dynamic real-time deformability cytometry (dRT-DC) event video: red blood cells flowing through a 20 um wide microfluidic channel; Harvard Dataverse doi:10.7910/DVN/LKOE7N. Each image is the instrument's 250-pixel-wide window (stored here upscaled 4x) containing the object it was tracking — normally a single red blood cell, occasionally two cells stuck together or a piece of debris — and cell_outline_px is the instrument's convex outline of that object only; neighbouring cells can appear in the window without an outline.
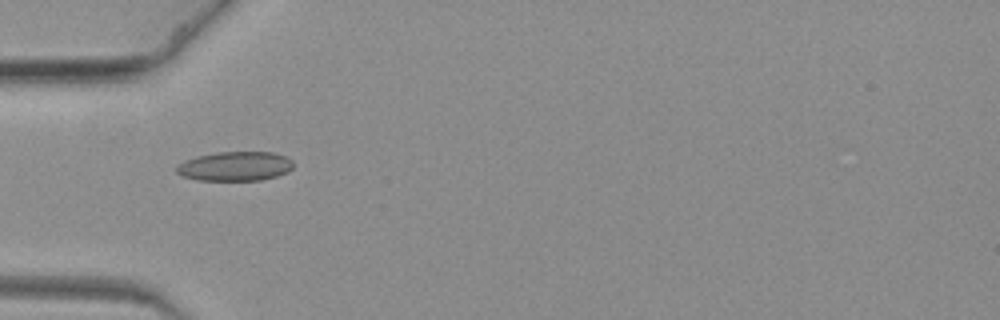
{"species": "common noctule bat (a hibernating species)", "species_latin": "Nyctalus noctula", "temperature_condition": "warm", "stored_images_in_passage": 26, "camera_frame_rate_fps": 3000, "um_per_image_px": 0.085, "animal": {"sex": "female", "body_mass_g": 19.3, "forearm_length_mm": 54.1}, "frame": {"image": 1, "passage_image": 1, "time_ms": 0.0, "image_size_px": [1000, 320], "cell_outline_px": [[292, 168], [288, 172], [276, 176], [260, 180], [196, 180], [184, 176], [176, 172], [176, 168], [184, 160], [196, 156], [216, 152], [272, 152], [288, 156], [292, 160]], "centroid_in_image_um": [20.0, 14.12], "position_along_channel_um": 65.0, "area_um2": 20.0}}
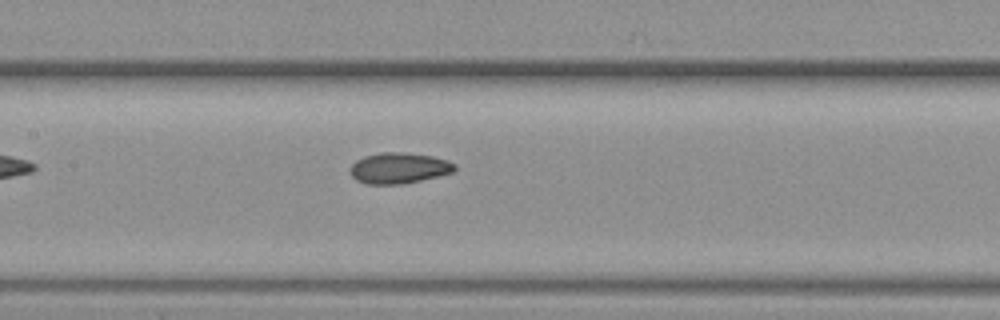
{"frame": {"image": 2, "passage_image": 11, "time_ms": 3.333, "image_size_px": [1000, 320], "cell_outline_px": [[456, 168], [452, 172], [404, 184], [364, 184], [356, 180], [352, 176], [352, 164], [356, 160], [364, 156], [380, 152], [404, 152], [432, 156], [448, 160], [456, 164]], "centroid_in_image_um": [33.9, 14.28], "position_along_channel_um": 173.5, "area_um2": 18.73}}
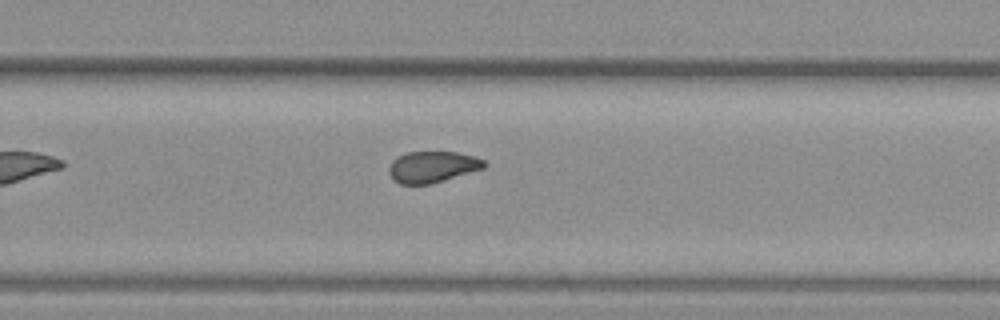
{"frame": {"image": 3, "passage_image": 22, "time_ms": 7.0, "image_size_px": [1000, 320], "cell_outline_px": [[488, 164], [484, 168], [444, 180], [428, 184], [400, 184], [392, 180], [388, 172], [388, 168], [392, 160], [408, 152], [456, 152], [476, 156], [484, 160]], "centroid_in_image_um": [36.75, 14.18], "position_along_channel_um": 293.0, "area_um2": 17.4}}